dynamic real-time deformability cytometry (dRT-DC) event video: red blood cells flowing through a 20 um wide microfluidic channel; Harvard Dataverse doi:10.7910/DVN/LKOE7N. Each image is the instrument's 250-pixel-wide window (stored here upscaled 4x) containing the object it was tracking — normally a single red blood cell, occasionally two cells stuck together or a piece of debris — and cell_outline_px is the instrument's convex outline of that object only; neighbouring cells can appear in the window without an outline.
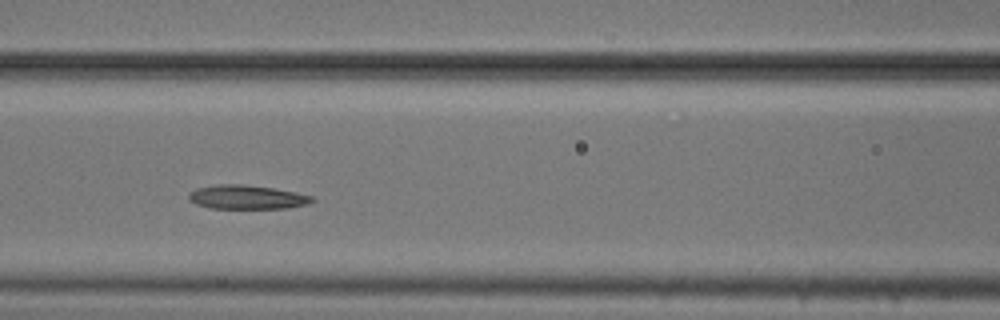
{"species": "common noctule bat (a hibernating species)", "species_latin": "Nyctalus noctula", "temperature_condition": "cold", "stored_images_in_passage": 11, "camera_frame_rate_fps": 3000, "um_per_image_px": 0.085, "animal": {"sex": "male", "body_mass_g": 20.5, "forearm_length_mm": 52.5}, "frame": {"image": 1, "passage_image": 4, "time_ms": 1.0, "image_size_px": [1000, 320], "cell_outline_px": [[316, 200], [308, 204], [288, 208], [212, 208], [196, 204], [188, 200], [188, 192], [196, 188], [216, 184], [244, 184], [272, 188], [296, 192], [312, 196]], "centroid_in_image_um": [20.97, 16.75], "position_along_channel_um": 145.6, "area_um2": 17.34}}
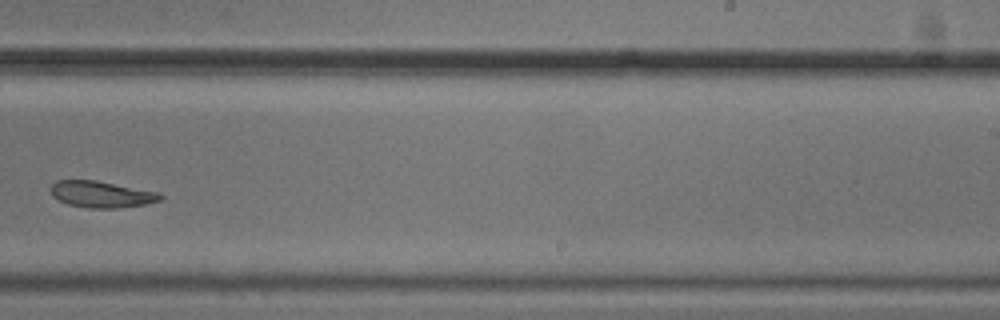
{"frame": {"image": 2, "passage_image": 7, "time_ms": 2.0, "image_size_px": [1000, 320], "cell_outline_px": [[164, 196], [160, 200], [144, 204], [120, 208], [88, 208], [68, 204], [52, 196], [52, 184], [56, 180], [96, 180], [156, 192]], "centroid_in_image_um": [8.6, 16.52], "position_along_channel_um": 280.4, "area_um2": 16.65}}
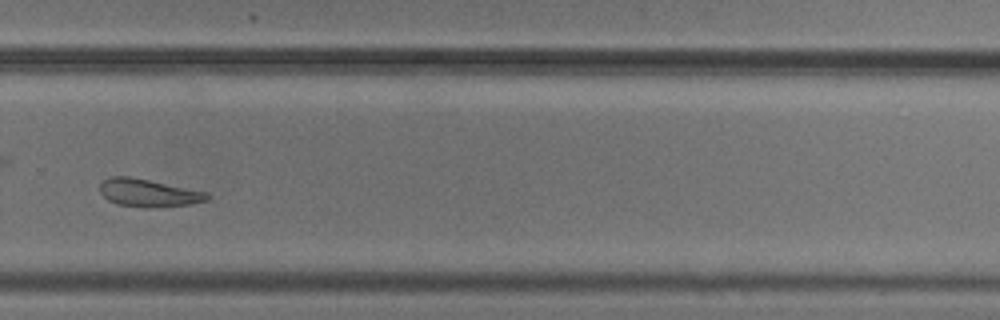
{"frame": {"image": 3, "passage_image": 8, "time_ms": 2.333, "image_size_px": [1000, 320], "cell_outline_px": [[212, 196], [208, 200], [192, 204], [116, 204], [108, 200], [100, 192], [100, 184], [104, 180], [112, 176], [132, 176], [208, 192]], "centroid_in_image_um": [12.64, 16.32], "position_along_channel_um": 317.2, "area_um2": 16.47}}